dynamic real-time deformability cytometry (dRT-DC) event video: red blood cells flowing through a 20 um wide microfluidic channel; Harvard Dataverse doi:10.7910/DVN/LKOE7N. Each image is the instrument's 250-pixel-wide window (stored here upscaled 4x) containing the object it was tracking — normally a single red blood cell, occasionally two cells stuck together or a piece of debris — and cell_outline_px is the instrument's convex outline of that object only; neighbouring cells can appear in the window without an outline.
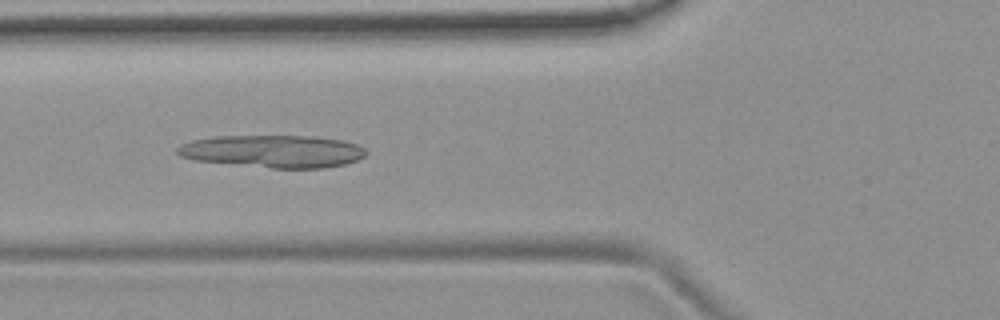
{"species": "common noctule bat (a hibernating species)", "species_latin": "Nyctalus noctula", "temperature_condition": "room temperature", "stored_images_in_passage": 54, "camera_frame_rate_fps": 3000, "um_per_image_px": 0.085, "animal": {"sex": "female", "body_mass_g": 19.9}, "frame": {"image": 1, "passage_image": 20, "time_ms": 6.333, "image_size_px": [1000, 320], "cell_outline_px": [[368, 152], [364, 156], [356, 160], [344, 164], [324, 168], [272, 168], [196, 160], [180, 156], [176, 152], [176, 148], [180, 144], [192, 140], [212, 136], [316, 136], [344, 140], [356, 144], [364, 148]], "centroid_in_image_um": [23.21, 12.85], "position_along_channel_um": 102.6, "area_um2": 35.84}}
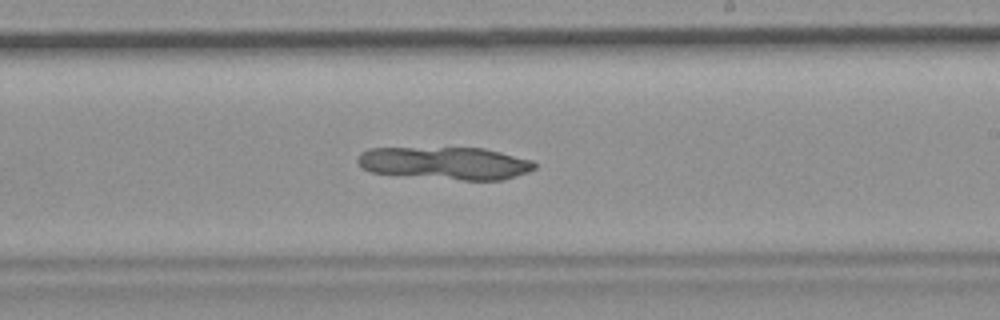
{"frame": {"image": 2, "passage_image": 32, "time_ms": 10.333, "image_size_px": [1000, 320], "cell_outline_px": [[536, 168], [528, 172], [504, 180], [460, 180], [372, 172], [364, 168], [356, 160], [360, 152], [368, 148], [484, 148], [532, 160], [536, 164]], "centroid_in_image_um": [37.88, 13.86], "position_along_channel_um": 251.1, "area_um2": 33.47}}
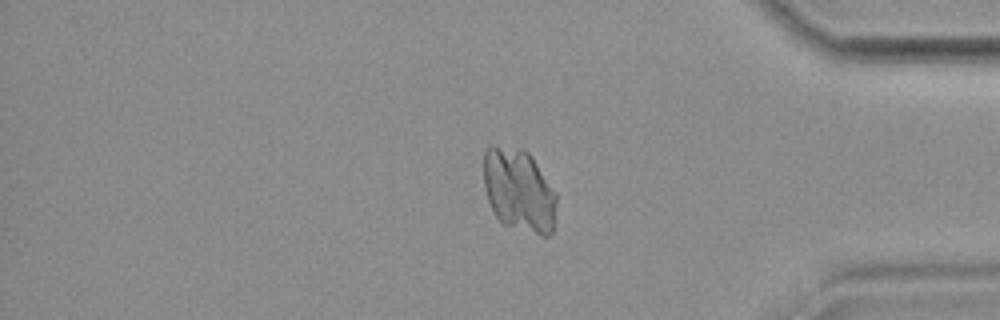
{"frame": {"image": 3, "passage_image": 45, "time_ms": 14.667, "image_size_px": [1000, 320], "cell_outline_px": [[556, 204], [552, 232], [548, 236], [540, 236], [504, 224], [496, 216], [488, 200], [484, 188], [484, 152], [492, 144], [524, 148], [532, 156], [556, 192]], "centroid_in_image_um": [44.11, 16.15], "position_along_channel_um": 391.1, "area_um2": 35.6}}